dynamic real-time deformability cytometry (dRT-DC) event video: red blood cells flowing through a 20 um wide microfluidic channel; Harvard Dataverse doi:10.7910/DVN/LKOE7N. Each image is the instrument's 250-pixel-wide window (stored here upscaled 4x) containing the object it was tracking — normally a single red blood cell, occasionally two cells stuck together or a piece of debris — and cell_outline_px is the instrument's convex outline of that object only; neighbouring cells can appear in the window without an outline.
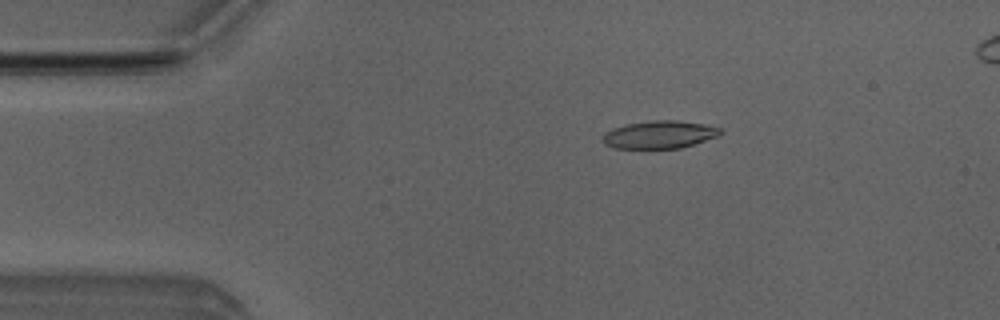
{"species": "Egyptian fruit bat (a non-hibernating species)", "species_latin": "Rousettus aegyptiacus", "temperature_condition": "room temperature", "stored_images_in_passage": 4, "camera_frame_rate_fps": 3000, "um_per_image_px": 0.085, "animal": {"sex": "male"}, "frame": {"image": 1, "passage_image": 2, "time_ms": 2.0, "image_size_px": [1000, 320], "cell_outline_px": [[724, 132], [716, 136], [680, 148], [616, 148], [604, 144], [600, 140], [600, 136], [604, 132], [612, 128], [628, 124], [652, 120], [676, 120], [704, 124], [720, 128]], "centroid_in_image_um": [55.98, 11.43], "position_along_channel_um": 29.0, "area_um2": 18.96}}